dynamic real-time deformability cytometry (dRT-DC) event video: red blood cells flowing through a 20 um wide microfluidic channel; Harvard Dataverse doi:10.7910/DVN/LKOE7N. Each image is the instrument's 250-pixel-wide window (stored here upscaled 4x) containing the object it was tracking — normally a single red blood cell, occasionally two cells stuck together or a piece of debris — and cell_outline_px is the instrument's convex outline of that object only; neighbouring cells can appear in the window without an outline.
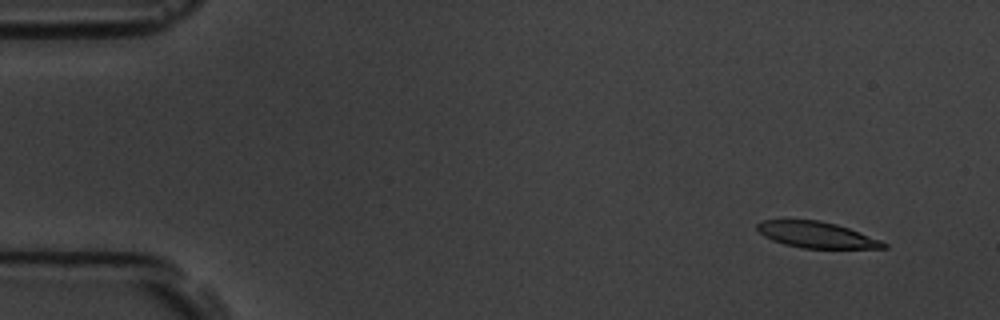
{"species": "common noctule bat (a hibernating species)", "species_latin": "Nyctalus noctula", "temperature_condition": "room temperature", "stored_images_in_passage": 6, "camera_frame_rate_fps": 3000, "um_per_image_px": 0.085, "animal": {"sex": "male", "body_mass_g": 19.5, "forearm_length_mm": 54.6}, "frame": {"image": 1, "passage_image": 1, "time_ms": 0.0, "image_size_px": [1000, 320], "cell_outline_px": [[888, 248], [804, 248], [784, 244], [772, 240], [764, 236], [756, 228], [756, 224], [764, 220], [820, 220], [836, 224], [848, 228], [880, 240], [888, 244]], "centroid_in_image_um": [69.39, 19.96], "position_along_channel_um": 15.6, "area_um2": 19.02}}
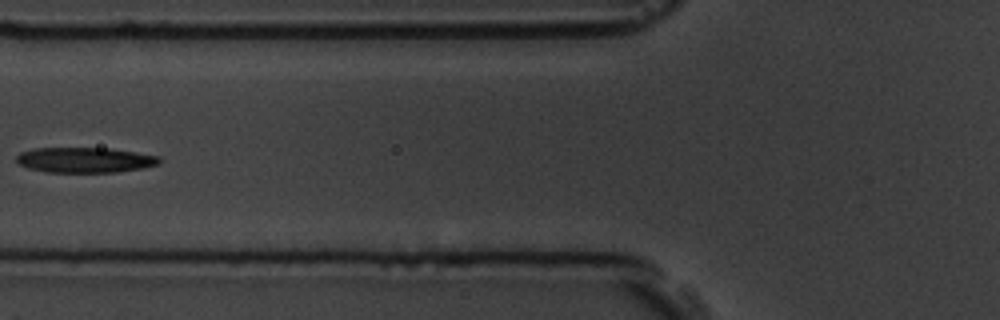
{"frame": {"image": 2, "passage_image": 5, "time_ms": 5.667, "image_size_px": [1000, 320], "cell_outline_px": [[160, 164], [144, 168], [116, 172], [48, 172], [28, 168], [20, 164], [16, 160], [16, 156], [20, 152], [32, 148], [108, 148], [160, 156]], "centroid_in_image_um": [7.22, 13.6], "position_along_channel_um": 118.6, "area_um2": 21.1}}
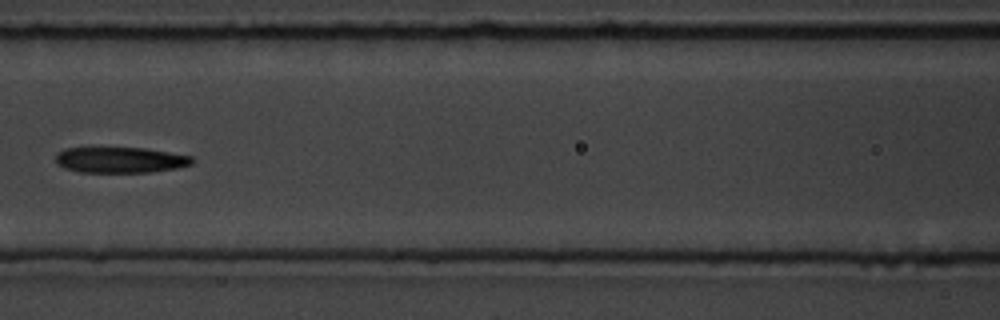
{"frame": {"image": 3, "passage_image": 6, "time_ms": 6.667, "image_size_px": [1000, 320], "cell_outline_px": [[196, 160], [192, 164], [176, 168], [152, 172], [80, 172], [64, 168], [56, 164], [56, 152], [64, 148], [144, 148], [192, 156]], "centroid_in_image_um": [10.21, 13.59], "position_along_channel_um": 156.4, "area_um2": 20.58}}